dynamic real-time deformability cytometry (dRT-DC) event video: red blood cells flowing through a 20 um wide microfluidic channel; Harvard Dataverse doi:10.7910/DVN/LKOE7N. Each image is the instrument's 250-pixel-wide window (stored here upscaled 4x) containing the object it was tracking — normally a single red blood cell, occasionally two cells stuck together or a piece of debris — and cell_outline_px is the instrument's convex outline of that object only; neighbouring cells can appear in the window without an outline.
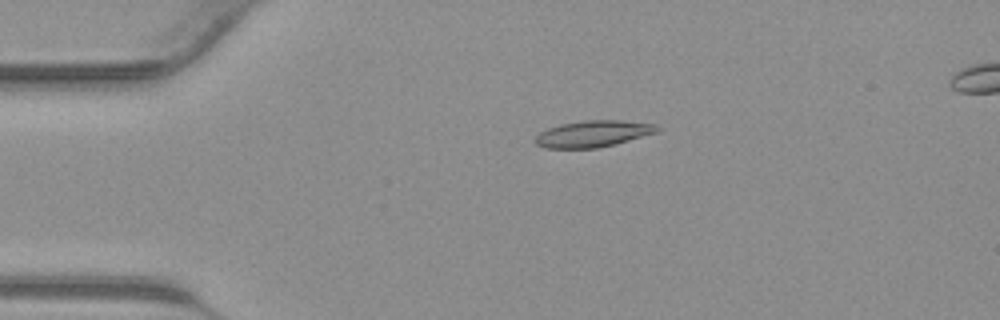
{"species": "common noctule bat (a hibernating species)", "species_latin": "Nyctalus noctula", "temperature_condition": "warm", "stored_images_in_passage": 43, "segment_of_instrument_passage": [1, 2], "camera_frame_rate_fps": 3000, "um_per_image_px": 0.085, "animal": {"sex": "male", "body_mass_g": 23.1, "forearm_length_mm": 52.7}, "frame": {"image": 1, "passage_image": 9, "time_ms": 2.667, "image_size_px": [1000, 320], "cell_outline_px": [[660, 128], [656, 132], [616, 144], [596, 148], [544, 148], [536, 144], [532, 140], [540, 132], [548, 128], [560, 124], [584, 120], [620, 120], [656, 124]], "centroid_in_image_um": [50.37, 11.37], "position_along_channel_um": 34.6, "area_um2": 18.84}}
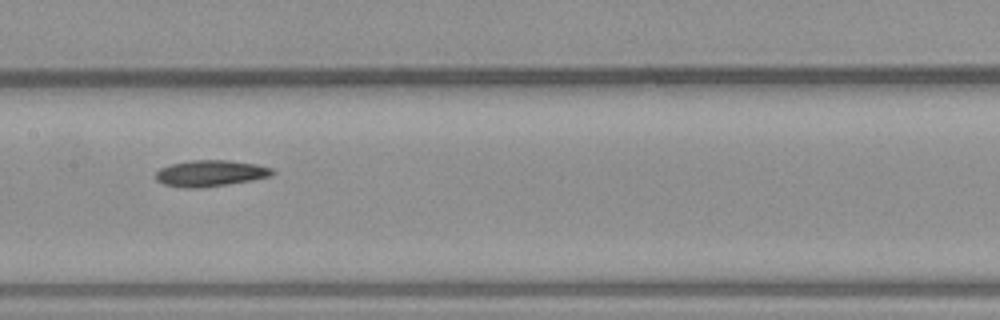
{"frame": {"image": 2, "passage_image": 21, "time_ms": 6.667, "image_size_px": [1000, 320], "cell_outline_px": [[276, 172], [272, 176], [252, 180], [228, 184], [200, 188], [184, 188], [164, 184], [156, 180], [156, 172], [160, 168], [172, 164], [192, 160], [228, 160], [256, 164], [272, 168]], "centroid_in_image_um": [17.91, 14.73], "position_along_channel_um": 189.5, "area_um2": 17.86}}
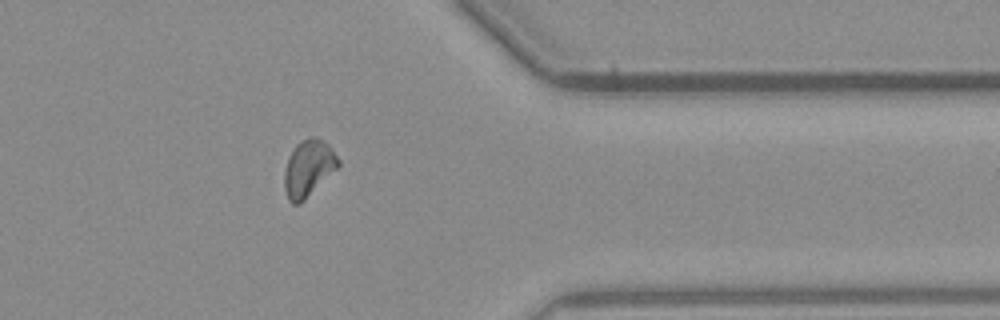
{"frame": {"image": 3, "passage_image": 34, "time_ms": 11.0, "image_size_px": [1000, 320], "cell_outline_px": [[340, 164], [300, 204], [292, 204], [288, 200], [284, 188], [284, 172], [288, 156], [296, 144], [308, 136], [312, 136], [328, 144], [332, 148], [340, 160]], "centroid_in_image_um": [26.19, 14.29], "position_along_channel_um": 385.2, "area_um2": 17.63}}